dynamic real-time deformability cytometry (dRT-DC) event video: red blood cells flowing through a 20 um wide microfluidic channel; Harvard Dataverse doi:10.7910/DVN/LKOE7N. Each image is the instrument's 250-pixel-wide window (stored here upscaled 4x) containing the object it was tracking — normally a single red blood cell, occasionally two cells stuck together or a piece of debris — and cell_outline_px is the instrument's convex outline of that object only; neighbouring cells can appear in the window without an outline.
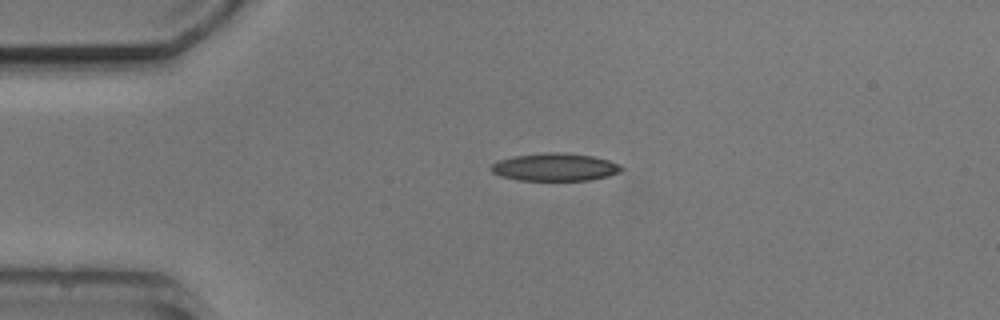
{"species": "common noctule bat (a hibernating species)", "species_latin": "Nyctalus noctula", "temperature_condition": "cold", "stored_images_in_passage": 2, "camera_frame_rate_fps": 3000, "um_per_image_px": 0.085, "animal": {"sex": "male", "body_mass_g": 20.5, "forearm_length_mm": 52.5}, "frame": {"image": 1, "passage_image": 2, "time_ms": 1.0, "image_size_px": [1000, 320], "cell_outline_px": [[624, 168], [620, 172], [608, 176], [592, 180], [516, 180], [500, 176], [492, 172], [488, 168], [492, 164], [500, 160], [512, 156], [544, 152], [564, 152], [592, 156], [608, 160], [620, 164]], "centroid_in_image_um": [47.16, 14.2], "position_along_channel_um": 37.8, "area_um2": 21.27}}